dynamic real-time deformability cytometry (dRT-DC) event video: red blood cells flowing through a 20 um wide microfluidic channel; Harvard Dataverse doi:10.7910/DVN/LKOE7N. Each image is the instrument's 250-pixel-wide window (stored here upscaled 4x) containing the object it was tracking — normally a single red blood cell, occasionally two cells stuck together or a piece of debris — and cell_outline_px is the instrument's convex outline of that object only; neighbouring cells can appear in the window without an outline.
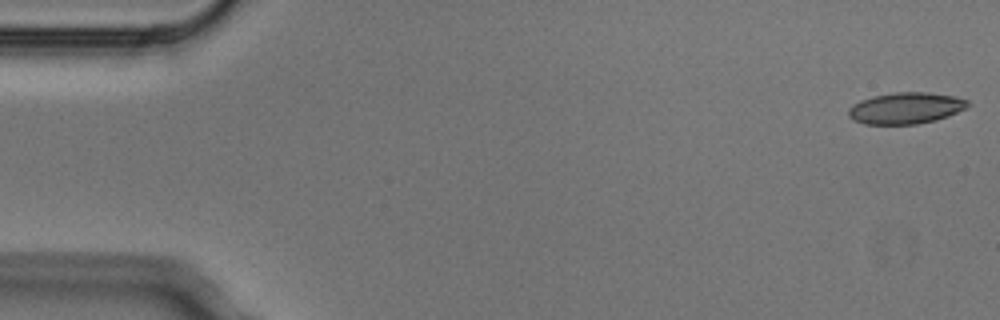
{"species": "Egyptian fruit bat (a non-hibernating species)", "species_latin": "Rousettus aegyptiacus", "temperature_condition": "cold", "stored_images_in_passage": 5, "camera_frame_rate_fps": 3000, "um_per_image_px": 0.085, "animal": {"sex": "male"}, "frame": {"image": 1, "passage_image": 1, "time_ms": 0.0, "image_size_px": [1000, 320], "cell_outline_px": [[972, 104], [948, 116], [936, 120], [916, 124], [864, 124], [852, 120], [848, 116], [848, 108], [852, 104], [860, 100], [872, 96], [896, 92], [928, 92], [952, 96], [968, 100]], "centroid_in_image_um": [76.95, 9.19], "position_along_channel_um": 8.1, "area_um2": 21.91}}
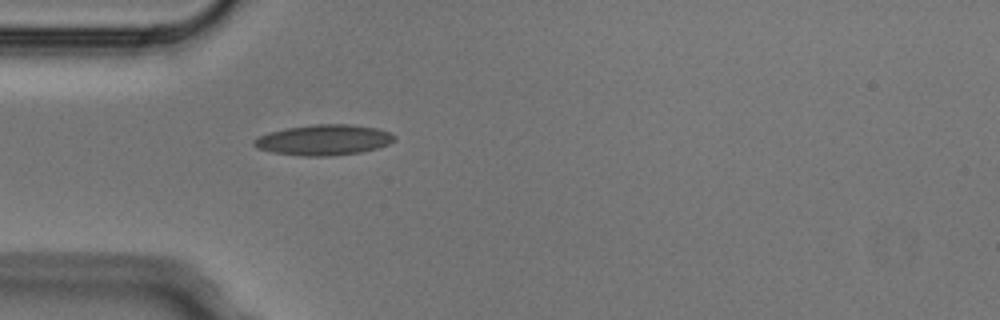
{"frame": {"image": 2, "passage_image": 5, "time_ms": 1.333, "image_size_px": [1000, 320], "cell_outline_px": [[396, 140], [388, 144], [376, 148], [360, 152], [328, 156], [300, 156], [272, 152], [256, 148], [252, 144], [252, 140], [268, 132], [288, 128], [316, 124], [352, 124], [380, 128], [396, 136]], "centroid_in_image_um": [27.52, 11.89], "position_along_channel_um": 57.5, "area_um2": 25.09}}